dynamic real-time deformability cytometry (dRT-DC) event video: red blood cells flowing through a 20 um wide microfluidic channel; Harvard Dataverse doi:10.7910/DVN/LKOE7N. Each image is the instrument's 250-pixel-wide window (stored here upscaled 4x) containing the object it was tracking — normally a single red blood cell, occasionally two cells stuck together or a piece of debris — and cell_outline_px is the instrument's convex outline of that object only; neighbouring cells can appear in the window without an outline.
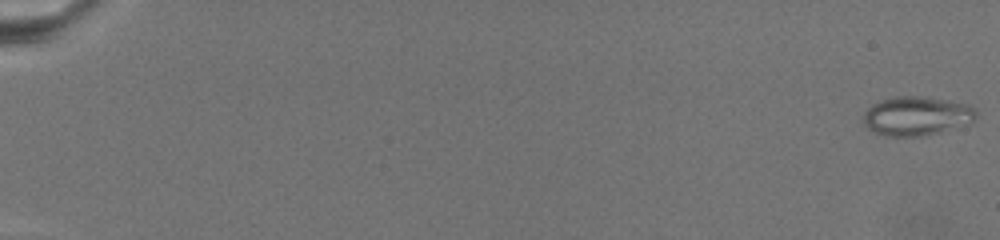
{"species": "common noctule bat (a hibernating species)", "species_latin": "Nyctalus noctula", "temperature_condition": "warm", "stored_images_in_passage": 41, "camera_frame_rate_fps": 3000, "um_per_image_px": 0.085, "animal": {"sex": "female", "body_mass_g": 19.5, "forearm_length_mm": 54.1}, "frame": {"image": 1, "passage_image": 1, "time_ms": 0.0, "image_size_px": [1000, 240], "cell_outline_px": [[976, 116], [972, 124], [924, 136], [888, 136], [876, 132], [868, 128], [864, 124], [864, 112], [872, 104], [880, 100], [892, 96], [924, 96], [968, 104], [976, 108]], "centroid_in_image_um": [77.95, 9.85], "position_along_channel_um": 7.0, "area_um2": 25.95}}
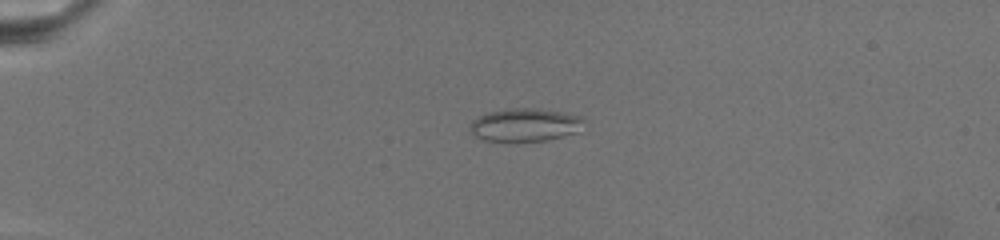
{"frame": {"image": 2, "passage_image": 29, "time_ms": 6.667, "image_size_px": [1000, 240], "cell_outline_px": [[584, 132], [548, 140], [484, 140], [476, 136], [468, 128], [472, 120], [488, 112], [508, 108], [536, 108], [564, 112], [580, 116], [584, 120]], "centroid_in_image_um": [44.72, 10.6], "position_along_channel_um": 40.3, "area_um2": 22.14}}